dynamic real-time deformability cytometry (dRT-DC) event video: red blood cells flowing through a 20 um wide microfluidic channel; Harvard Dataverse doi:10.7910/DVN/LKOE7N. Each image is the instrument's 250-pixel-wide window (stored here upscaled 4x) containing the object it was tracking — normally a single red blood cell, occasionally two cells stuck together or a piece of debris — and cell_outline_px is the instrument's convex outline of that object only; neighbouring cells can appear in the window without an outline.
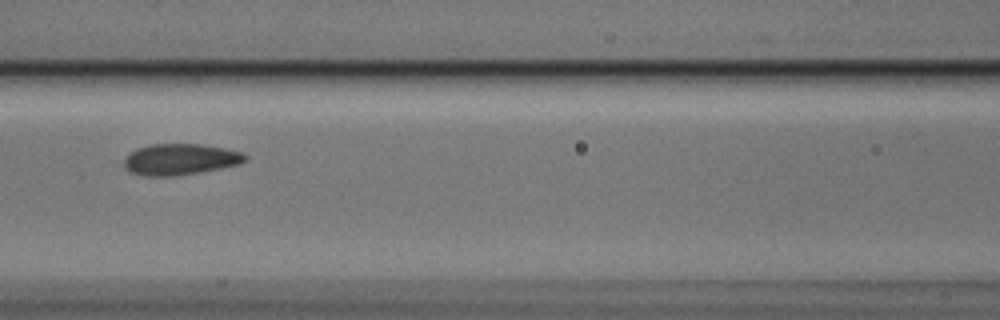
{"species": "Egyptian fruit bat (a non-hibernating species)", "species_latin": "Rousettus aegyptiacus", "temperature_condition": "cold", "stored_images_in_passage": 6, "camera_frame_rate_fps": 3000, "um_per_image_px": 0.085, "animal": {"sex": "male"}, "frame": {"image": 1, "passage_image": 4, "time_ms": 1.0, "image_size_px": [1000, 320], "cell_outline_px": [[248, 156], [244, 160], [236, 164], [220, 168], [172, 176], [144, 176], [128, 172], [124, 168], [124, 160], [136, 148], [148, 144], [200, 144], [240, 152]], "centroid_in_image_um": [15.22, 13.54], "position_along_channel_um": 151.4, "area_um2": 21.62}}
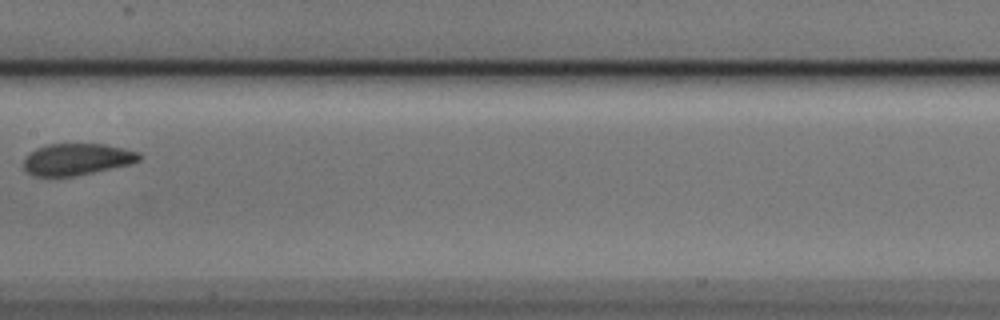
{"frame": {"image": 2, "passage_image": 5, "time_ms": 1.333, "image_size_px": [1000, 320], "cell_outline_px": [[140, 160], [132, 164], [72, 176], [36, 176], [28, 172], [24, 168], [24, 160], [28, 152], [36, 148], [48, 144], [104, 144], [124, 148], [140, 152]], "centroid_in_image_um": [6.54, 13.52], "position_along_channel_um": 200.9, "area_um2": 21.27}}
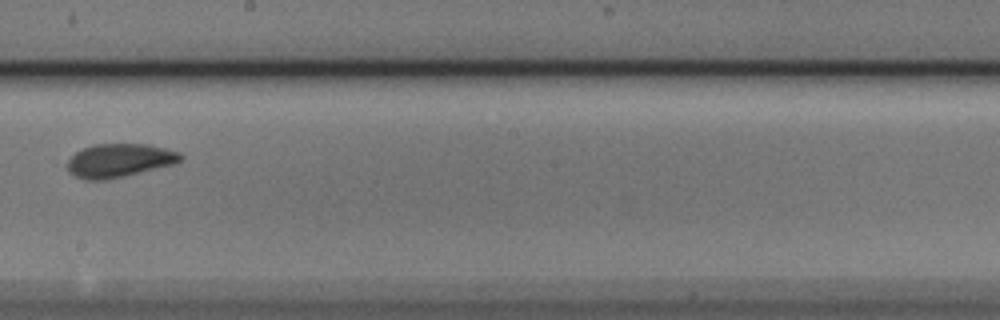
{"frame": {"image": 3, "passage_image": 6, "time_ms": 1.667, "image_size_px": [1000, 320], "cell_outline_px": [[184, 156], [176, 164], [108, 180], [84, 180], [68, 172], [68, 160], [76, 152], [92, 144], [148, 144], [180, 152]], "centroid_in_image_um": [10.16, 13.64], "position_along_channel_um": 238.0, "area_um2": 22.25}}